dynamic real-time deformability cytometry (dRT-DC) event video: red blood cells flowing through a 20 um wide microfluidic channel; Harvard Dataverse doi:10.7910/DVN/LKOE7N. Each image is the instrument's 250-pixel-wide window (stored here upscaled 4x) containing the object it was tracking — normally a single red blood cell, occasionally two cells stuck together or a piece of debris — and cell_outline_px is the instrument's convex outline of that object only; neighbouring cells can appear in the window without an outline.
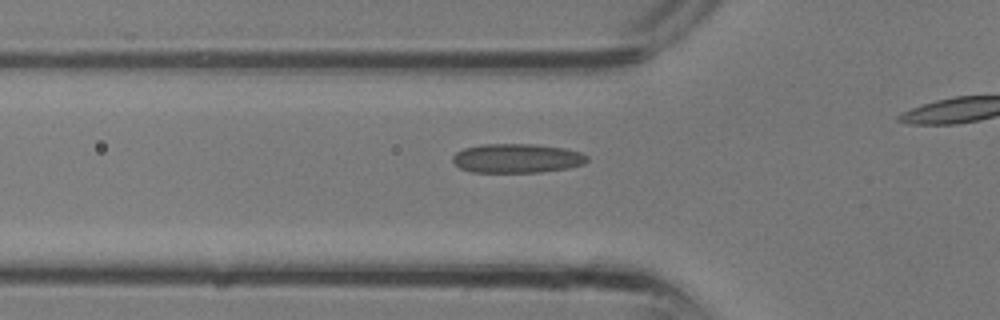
{"species": "common noctule bat (a hibernating species)", "species_latin": "Nyctalus noctula", "temperature_condition": "room temperature", "stored_images_in_passage": 26, "camera_frame_rate_fps": 3000, "um_per_image_px": 0.085, "animal": {"sex": "male", "body_mass_g": 13.3}, "frame": {"image": 1, "passage_image": 11, "time_ms": 3.333, "image_size_px": [1000, 320], "cell_outline_px": [[588, 160], [584, 164], [568, 168], [540, 172], [472, 172], [460, 168], [452, 160], [452, 156], [456, 152], [464, 148], [484, 144], [536, 144], [564, 148], [580, 152], [588, 156]], "centroid_in_image_um": [43.95, 13.45], "position_along_channel_um": 81.9, "area_um2": 22.89}}
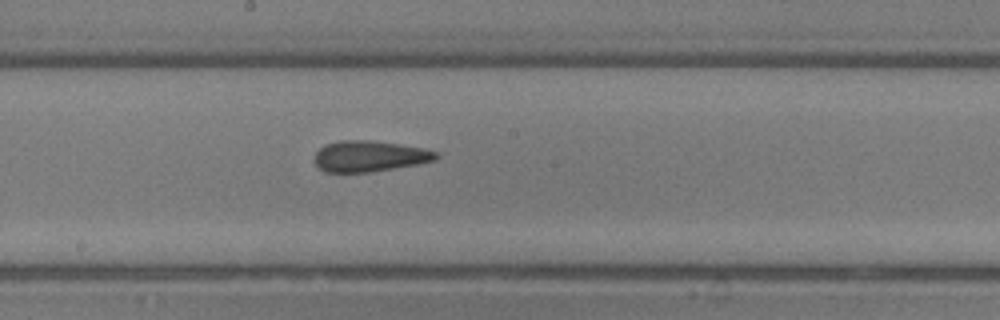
{"frame": {"image": 2, "passage_image": 17, "time_ms": 5.333, "image_size_px": [1000, 320], "cell_outline_px": [[440, 156], [436, 160], [416, 164], [372, 172], [324, 172], [316, 168], [312, 160], [316, 152], [324, 144], [340, 140], [372, 140], [400, 144], [424, 148], [440, 152]], "centroid_in_image_um": [31.38, 13.27], "position_along_channel_um": 216.8, "area_um2": 22.37}}
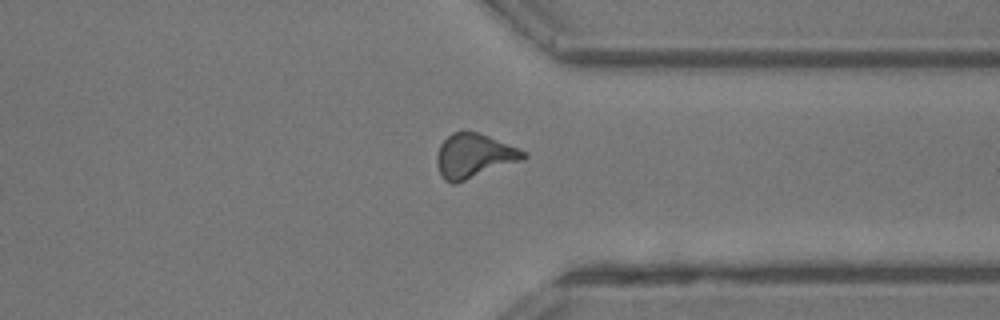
{"frame": {"image": 3, "passage_image": 24, "time_ms": 7.667, "image_size_px": [1000, 320], "cell_outline_px": [[528, 156], [524, 160], [456, 184], [452, 184], [444, 180], [440, 176], [436, 164], [436, 156], [440, 144], [452, 132], [476, 132], [488, 136], [520, 148], [528, 152]], "centroid_in_image_um": [40.3, 13.28], "position_along_channel_um": 371.1, "area_um2": 22.66}}